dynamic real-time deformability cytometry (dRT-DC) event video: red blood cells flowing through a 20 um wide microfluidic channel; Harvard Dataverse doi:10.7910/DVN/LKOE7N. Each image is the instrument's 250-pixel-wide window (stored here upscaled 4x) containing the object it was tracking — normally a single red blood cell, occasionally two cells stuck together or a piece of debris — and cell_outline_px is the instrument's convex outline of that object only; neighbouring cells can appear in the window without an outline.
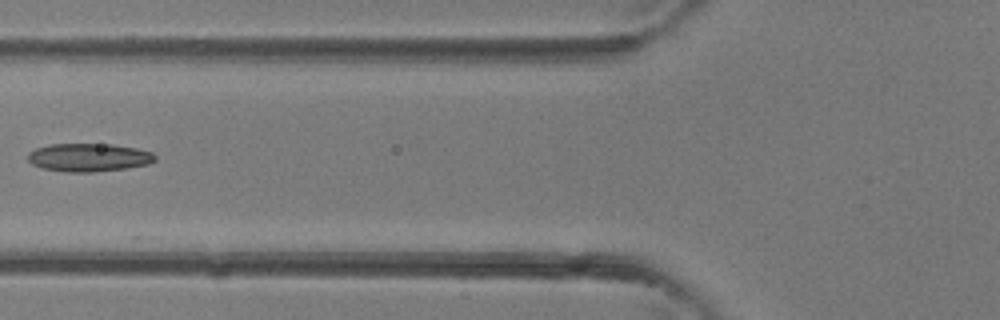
{"species": "common noctule bat (a hibernating species)", "species_latin": "Nyctalus noctula", "temperature_condition": "room temperature", "stored_images_in_passage": 4, "camera_frame_rate_fps": 3000, "um_per_image_px": 0.085, "animal": {"sex": "female"}, "frame": {"image": 1, "passage_image": 4, "time_ms": 1.0, "image_size_px": [1000, 320], "cell_outline_px": [[156, 160], [148, 164], [128, 168], [96, 172], [68, 172], [44, 168], [32, 164], [28, 160], [28, 152], [36, 148], [48, 144], [112, 144], [136, 148], [152, 152], [156, 156]], "centroid_in_image_um": [7.56, 13.38], "position_along_channel_um": 118.2, "area_um2": 20.98}}